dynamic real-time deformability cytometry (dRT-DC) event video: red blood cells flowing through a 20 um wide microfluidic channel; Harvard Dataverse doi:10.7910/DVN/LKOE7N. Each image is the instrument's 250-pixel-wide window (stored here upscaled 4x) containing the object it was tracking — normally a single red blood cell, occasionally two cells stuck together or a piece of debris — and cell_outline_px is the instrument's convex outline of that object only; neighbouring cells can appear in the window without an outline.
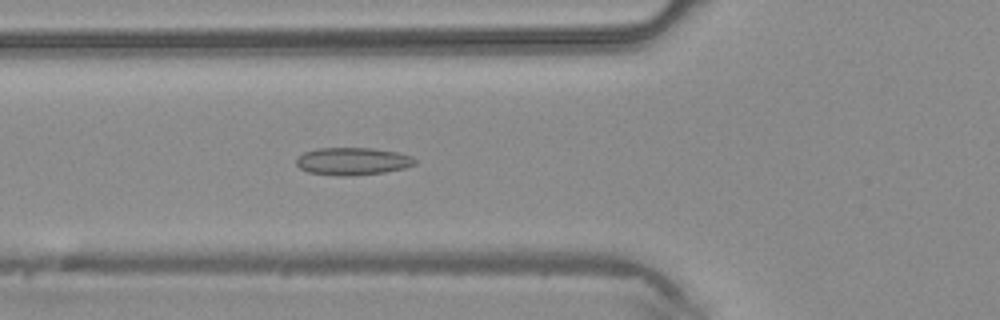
{"species": "common noctule bat (a hibernating species)", "species_latin": "Nyctalus noctula", "temperature_condition": "warm", "stored_images_in_passage": 46, "camera_frame_rate_fps": 3000, "um_per_image_px": 0.085, "animal": {"sex": "male", "body_mass_g": 20.4}, "frame": {"image": 1, "passage_image": 17, "time_ms": 5.333, "image_size_px": [1000, 320], "cell_outline_px": [[416, 164], [404, 168], [384, 172], [352, 176], [336, 176], [308, 172], [300, 168], [296, 164], [296, 156], [304, 152], [316, 148], [372, 148], [400, 152], [412, 156], [416, 160]], "centroid_in_image_um": [29.96, 13.7], "position_along_channel_um": 95.8, "area_um2": 19.31}}
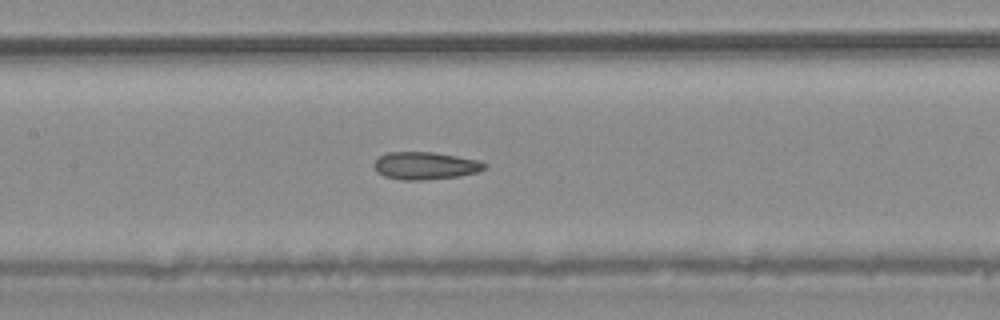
{"frame": {"image": 2, "passage_image": 22, "time_ms": 7.0, "image_size_px": [1000, 320], "cell_outline_px": [[488, 168], [476, 172], [460, 176], [424, 180], [400, 180], [384, 176], [376, 172], [372, 164], [380, 156], [388, 152], [432, 152], [480, 160], [488, 164]], "centroid_in_image_um": [36.16, 14.09], "position_along_channel_um": 171.2, "area_um2": 17.92}}
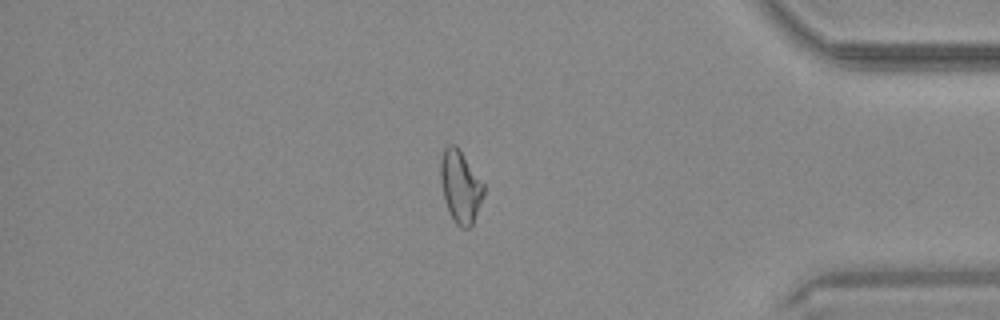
{"frame": {"image": 3, "passage_image": 39, "time_ms": 12.667, "image_size_px": [1000, 320], "cell_outline_px": [[484, 192], [472, 224], [468, 228], [460, 228], [456, 224], [444, 200], [440, 180], [440, 160], [444, 148], [448, 144], [456, 144], [484, 184]], "centroid_in_image_um": [39.11, 15.82], "position_along_channel_um": 396.1, "area_um2": 17.98}}